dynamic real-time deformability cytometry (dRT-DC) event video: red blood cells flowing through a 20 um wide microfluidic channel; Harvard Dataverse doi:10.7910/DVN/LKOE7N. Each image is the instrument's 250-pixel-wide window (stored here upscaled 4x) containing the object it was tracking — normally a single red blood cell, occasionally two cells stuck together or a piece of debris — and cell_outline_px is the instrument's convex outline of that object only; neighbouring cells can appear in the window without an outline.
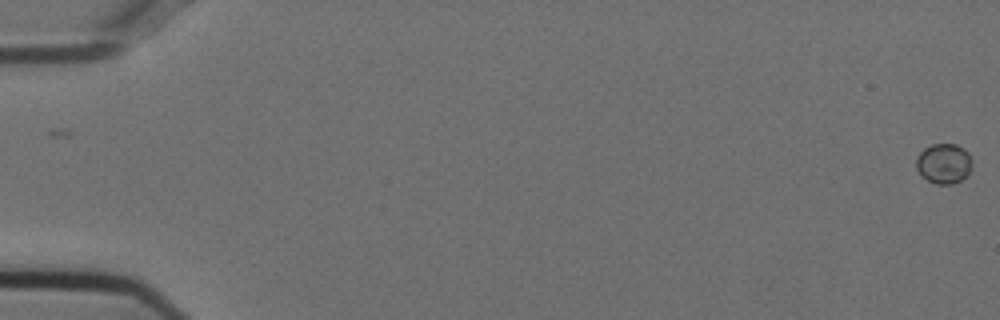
{"species": "Egyptian fruit bat (a non-hibernating species)", "species_latin": "Rousettus aegyptiacus", "temperature_condition": "cold", "stored_images_in_passage": 43, "camera_frame_rate_fps": 3000, "um_per_image_px": 0.085, "animal": {"sex": "female"}, "frame": {"image": 1, "passage_image": 1, "time_ms": 0.0, "image_size_px": [1000, 320], "cell_outline_px": [[972, 168], [960, 180], [952, 184], [936, 184], [928, 180], [916, 168], [916, 156], [924, 148], [932, 144], [956, 144], [964, 148], [968, 152], [972, 160]], "centroid_in_image_um": [80.23, 13.87], "position_along_channel_um": 4.8, "area_um2": 13.01}}
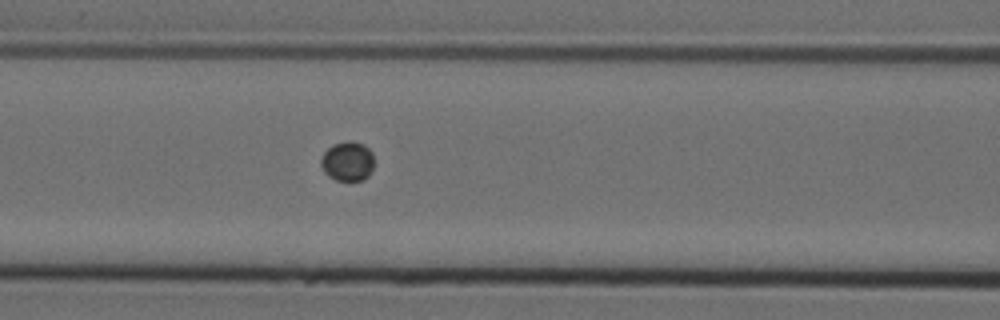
{"frame": {"image": 2, "passage_image": 25, "time_ms": 8.0, "image_size_px": [1000, 320], "cell_outline_px": [[372, 168], [368, 176], [364, 180], [336, 180], [328, 176], [324, 172], [320, 164], [320, 160], [324, 152], [332, 144], [348, 140], [352, 140], [364, 144], [372, 152]], "centroid_in_image_um": [29.52, 13.69], "position_along_channel_um": 137.1, "area_um2": 12.31}}
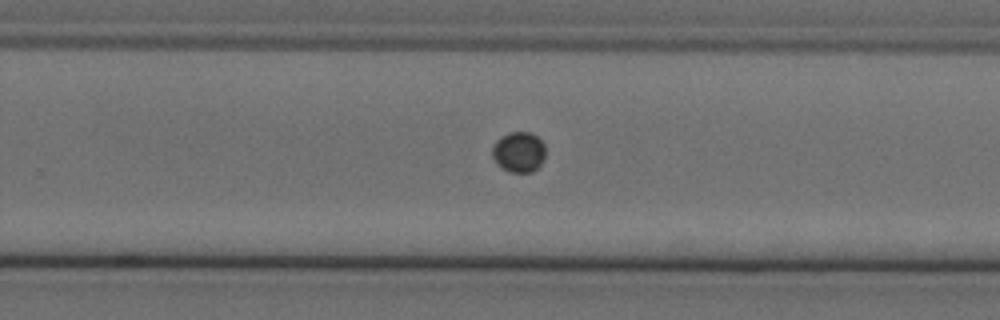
{"frame": {"image": 3, "passage_image": 37, "time_ms": 12.0, "image_size_px": [1000, 320], "cell_outline_px": [[544, 160], [532, 172], [508, 172], [500, 168], [496, 164], [492, 156], [492, 148], [496, 140], [500, 136], [508, 132], [532, 132], [544, 144]], "centroid_in_image_um": [44.06, 12.92], "position_along_channel_um": 285.7, "area_um2": 12.72}}